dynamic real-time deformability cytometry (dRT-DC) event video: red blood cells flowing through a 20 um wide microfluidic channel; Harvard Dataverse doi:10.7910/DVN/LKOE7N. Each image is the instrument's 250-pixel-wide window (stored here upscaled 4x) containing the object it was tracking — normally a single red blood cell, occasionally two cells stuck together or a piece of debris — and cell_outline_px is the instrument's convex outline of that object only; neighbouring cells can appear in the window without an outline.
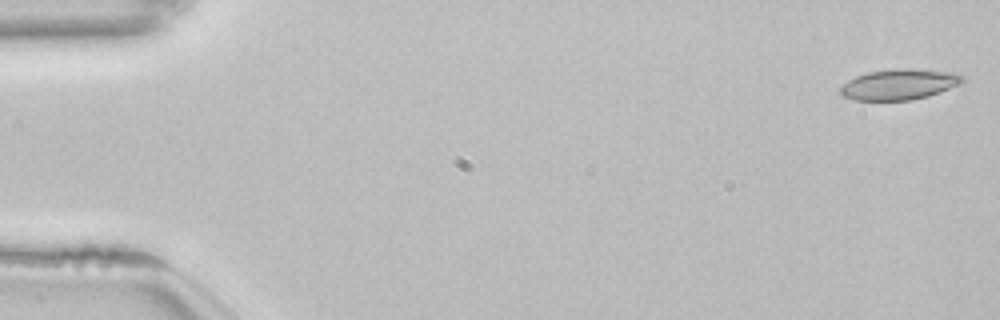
{"species": "common noctule bat (a hibernating species)", "species_latin": "Nyctalus noctula", "temperature_condition": "room temperature", "stored_images_in_passage": 53, "camera_frame_rate_fps": 3000, "um_per_image_px": 0.085, "animal": {"sex": "female", "body_mass_g": 22.7, "forearm_length_mm": 54.2}, "frame": {"image": 1, "passage_image": 1, "time_ms": 0.0, "image_size_px": [1000, 320], "cell_outline_px": [[964, 80], [940, 92], [928, 96], [912, 100], [852, 100], [844, 96], [840, 92], [840, 88], [848, 80], [856, 76], [868, 72], [900, 68], [912, 68], [956, 72], [964, 76]], "centroid_in_image_um": [76.43, 7.16], "position_along_channel_um": 8.6, "area_um2": 21.73}}
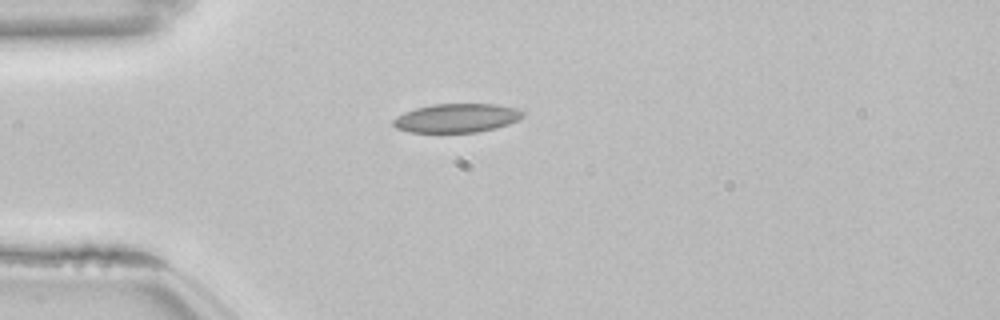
{"frame": {"image": 2, "passage_image": 14, "time_ms": 4.333, "image_size_px": [1000, 320], "cell_outline_px": [[524, 116], [508, 124], [496, 128], [476, 132], [408, 132], [396, 128], [392, 124], [392, 120], [396, 116], [404, 112], [416, 108], [432, 104], [496, 104], [520, 108], [524, 112]], "centroid_in_image_um": [38.82, 10.02], "position_along_channel_um": 46.2, "area_um2": 21.91}}
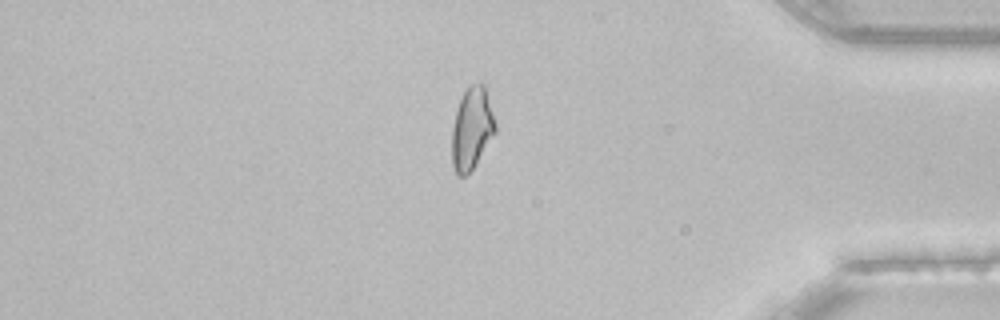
{"frame": {"image": 3, "passage_image": 45, "time_ms": 14.667, "image_size_px": [1000, 320], "cell_outline_px": [[496, 132], [476, 164], [464, 176], [456, 176], [452, 164], [452, 128], [456, 112], [460, 100], [464, 92], [472, 84], [484, 84], [496, 124]], "centroid_in_image_um": [40.1, 10.96], "position_along_channel_um": 395.1, "area_um2": 20.52}, "authors_computed_cell_mechanics": {"area_um2": 20.808, "velocity_mm_per_s": 3.8455, "shape_relaxation_time_tau1_ms": null, "shape_relaxation_time_tau2_ms": 2.9964, "deformation_change_tau1": null, "deformation_change_tau2": 0.0699}}